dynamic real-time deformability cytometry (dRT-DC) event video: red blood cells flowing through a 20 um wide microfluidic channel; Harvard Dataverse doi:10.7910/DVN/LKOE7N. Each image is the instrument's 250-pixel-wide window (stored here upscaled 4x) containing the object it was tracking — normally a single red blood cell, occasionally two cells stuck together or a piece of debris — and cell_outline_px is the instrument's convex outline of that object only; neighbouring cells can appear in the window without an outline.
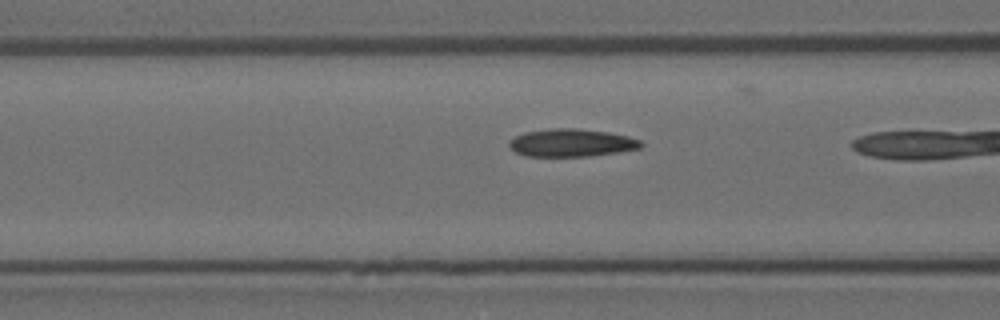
{"species": "Egyptian fruit bat (a non-hibernating species)", "species_latin": "Rousettus aegyptiacus", "temperature_condition": "room temperature", "stored_images_in_passage": 20, "camera_frame_rate_fps": 3000, "um_per_image_px": 0.085, "animal": {"sex": "female"}, "frame": {"image": 1, "passage_image": 19, "time_ms": 6.0, "image_size_px": [1000, 320], "cell_outline_px": [[644, 144], [640, 148], [620, 152], [588, 156], [528, 156], [516, 152], [508, 144], [508, 140], [524, 132], [552, 128], [576, 128], [608, 132], [628, 136], [640, 140]], "centroid_in_image_um": [48.59, 12.13], "position_along_channel_um": 118.0, "area_um2": 21.33}}